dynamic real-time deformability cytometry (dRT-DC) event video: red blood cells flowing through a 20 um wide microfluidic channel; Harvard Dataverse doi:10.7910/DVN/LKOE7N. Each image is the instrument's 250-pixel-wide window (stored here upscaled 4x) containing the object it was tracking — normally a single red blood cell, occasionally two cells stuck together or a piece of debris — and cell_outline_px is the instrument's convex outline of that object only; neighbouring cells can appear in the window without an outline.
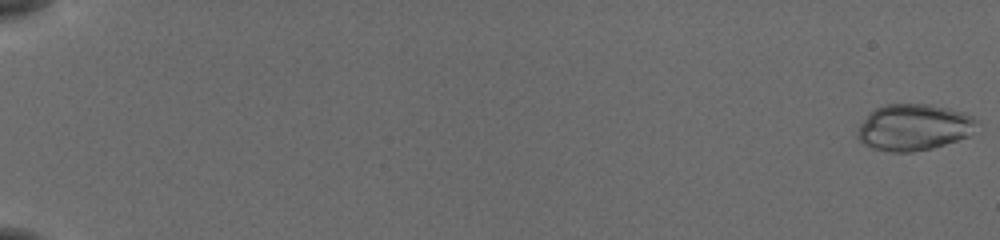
{"species": "common noctule bat (a hibernating species)", "species_latin": "Nyctalus noctula", "temperature_condition": "cold", "stored_images_in_passage": 56, "camera_frame_rate_fps": 3000, "um_per_image_px": 0.085, "animal": {"sex": "female", "body_mass_g": 19.5, "forearm_length_mm": 54.1}, "frame": {"image": 1, "passage_image": 1, "time_ms": 0.0, "image_size_px": [1000, 240], "cell_outline_px": [[976, 120], [968, 136], [932, 148], [908, 152], [892, 152], [872, 148], [864, 144], [856, 136], [860, 124], [876, 108], [888, 104], [928, 104], [948, 108], [964, 112], [972, 116]], "centroid_in_image_um": [77.64, 10.82], "position_along_channel_um": 7.4, "area_um2": 31.67}}
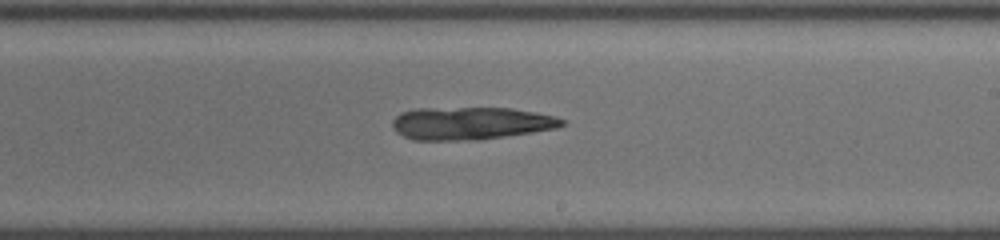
{"frame": {"image": 2, "passage_image": 36, "time_ms": 11.667, "image_size_px": [1000, 240], "cell_outline_px": [[564, 124], [556, 128], [532, 132], [480, 140], [412, 140], [396, 132], [392, 128], [392, 120], [400, 112], [416, 108], [512, 108], [536, 112], [552, 116], [564, 120]], "centroid_in_image_um": [39.96, 10.48], "position_along_channel_um": 249.0, "area_um2": 32.37}}
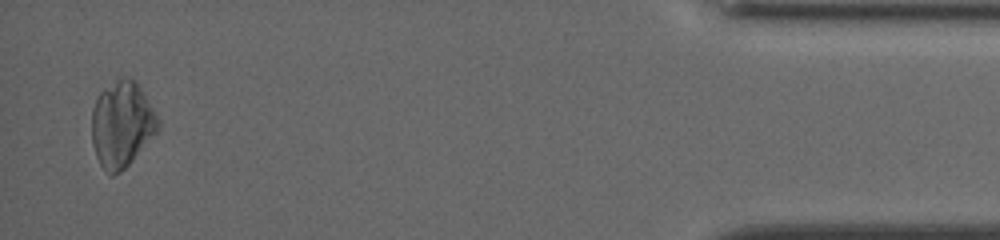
{"frame": {"image": 3, "passage_image": 55, "time_ms": 18.0, "image_size_px": [1000, 240], "cell_outline_px": [[160, 128], [132, 160], [120, 172], [112, 176], [100, 164], [96, 156], [92, 144], [92, 108], [96, 96], [100, 92], [120, 76], [128, 76], [136, 80], [160, 120]], "centroid_in_image_um": [10.35, 10.52], "position_along_channel_um": 424.9, "area_um2": 33.23}}